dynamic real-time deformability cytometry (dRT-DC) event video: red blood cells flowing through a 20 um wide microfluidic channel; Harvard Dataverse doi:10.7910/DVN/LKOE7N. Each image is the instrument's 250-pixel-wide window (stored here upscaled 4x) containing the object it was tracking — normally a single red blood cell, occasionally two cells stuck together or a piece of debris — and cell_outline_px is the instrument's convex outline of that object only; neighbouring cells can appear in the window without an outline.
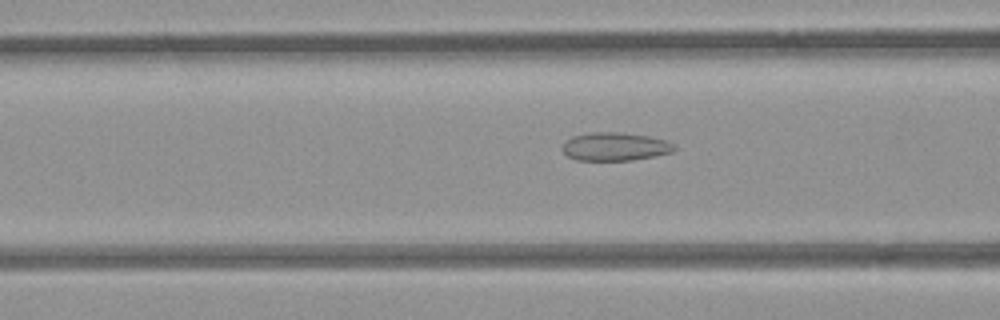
{"species": "common noctule bat (a hibernating species)", "species_latin": "Nyctalus noctula", "temperature_condition": "room temperature", "stored_images_in_passage": 39, "segment_of_instrument_passage": [1, 2], "camera_frame_rate_fps": 3000, "um_per_image_px": 0.085, "animal": {"sex": "female", "body_mass_g": 21.9}, "frame": {"image": 1, "passage_image": 17, "time_ms": 5.333, "image_size_px": [1000, 320], "cell_outline_px": [[676, 148], [672, 152], [632, 160], [576, 160], [568, 156], [560, 148], [564, 140], [572, 136], [592, 132], [620, 132], [648, 136], [668, 140], [676, 144]], "centroid_in_image_um": [52.26, 12.45], "position_along_channel_um": 114.3, "area_um2": 18.61}}
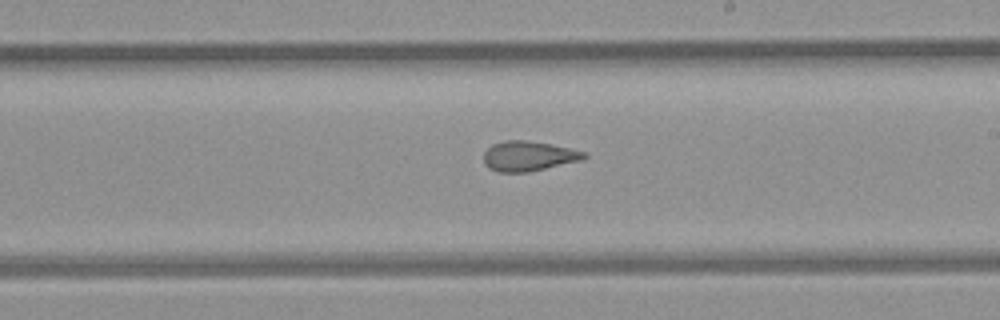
{"frame": {"image": 2, "passage_image": 27, "time_ms": 8.667, "image_size_px": [1000, 320], "cell_outline_px": [[588, 156], [584, 160], [528, 172], [500, 172], [484, 164], [484, 152], [492, 144], [504, 140], [524, 140], [552, 144], [588, 152]], "centroid_in_image_um": [44.98, 13.26], "position_along_channel_um": 244.0, "area_um2": 17.63}}
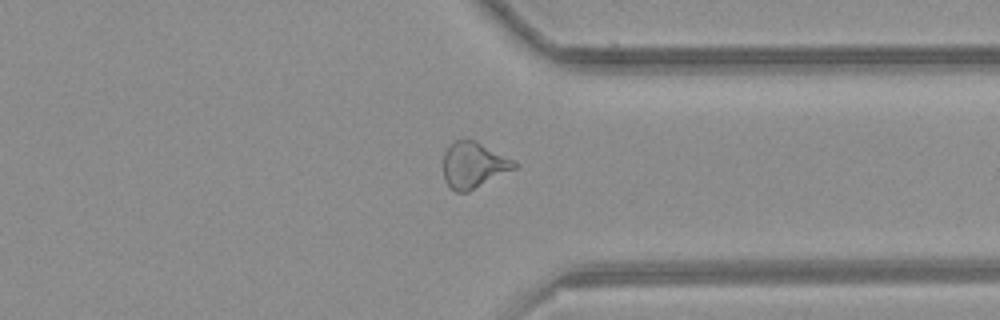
{"frame": {"image": 3, "passage_image": 37, "time_ms": 12.0, "image_size_px": [1000, 320], "cell_outline_px": [[520, 164], [516, 168], [468, 192], [456, 192], [444, 180], [444, 152], [456, 140], [476, 140]], "centroid_in_image_um": [40.27, 14.04], "position_along_channel_um": 371.1, "area_um2": 18.79}}